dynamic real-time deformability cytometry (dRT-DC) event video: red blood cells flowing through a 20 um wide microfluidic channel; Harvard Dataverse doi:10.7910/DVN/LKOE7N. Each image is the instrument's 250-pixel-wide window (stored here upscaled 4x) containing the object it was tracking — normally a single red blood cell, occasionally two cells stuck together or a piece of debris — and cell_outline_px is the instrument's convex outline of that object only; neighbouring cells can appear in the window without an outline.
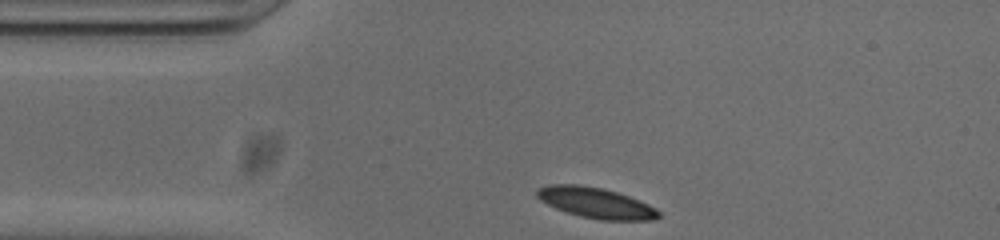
{"species": "common noctule bat (a hibernating species)", "species_latin": "Nyctalus noctula", "temperature_condition": "cold", "stored_images_in_passage": 32, "camera_frame_rate_fps": 3000, "um_per_image_px": 0.085, "animal": {"sex": "male", "body_mass_g": 20.0, "forearm_length_mm": 53.3}, "frame": {"image": 1, "passage_image": 1, "time_ms": 0.0, "image_size_px": [1000, 240], "cell_outline_px": [[660, 216], [652, 220], [600, 220], [580, 216], [556, 208], [540, 200], [536, 196], [536, 188], [548, 184], [580, 184], [600, 188], [616, 192], [628, 196], [648, 204], [656, 208], [660, 212]], "centroid_in_image_um": [50.62, 17.23], "position_along_channel_um": 34.4, "area_um2": 21.62}}
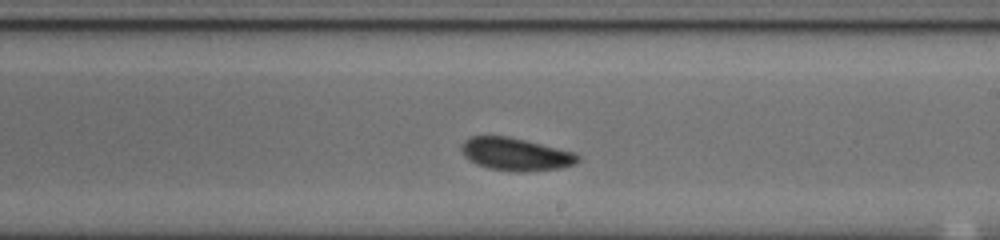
{"frame": {"image": 2, "passage_image": 20, "time_ms": 6.333, "image_size_px": [1000, 240], "cell_outline_px": [[580, 160], [576, 164], [560, 168], [520, 172], [516, 172], [488, 168], [476, 164], [464, 156], [460, 152], [460, 144], [464, 140], [472, 136], [508, 136], [576, 152], [580, 156]], "centroid_in_image_um": [43.83, 13.1], "position_along_channel_um": 245.2, "area_um2": 22.43}}
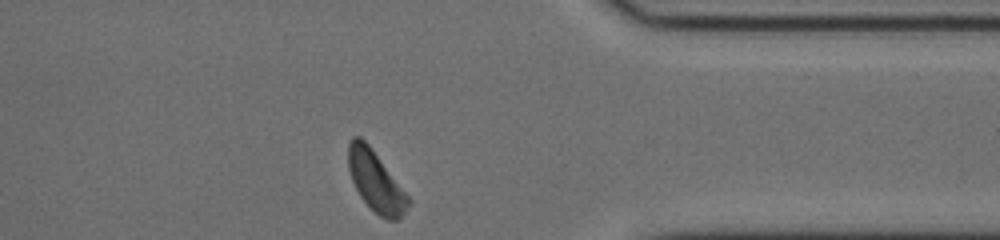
{"frame": {"image": 3, "passage_image": 32, "time_ms": 10.333, "image_size_px": [1000, 240], "cell_outline_px": [[412, 204], [396, 220], [388, 220], [380, 216], [360, 196], [352, 180], [348, 168], [348, 144], [352, 136], [360, 136], [368, 144], [412, 200]], "centroid_in_image_um": [31.94, 15.4], "position_along_channel_um": 379.5, "area_um2": 20.81}, "authors_computed_cell_mechanics": {"area_um2": 22.2241, "velocity_mm_per_s": 3.7684, "shape_relaxation_time_tau1_ms": 6.8881, "shape_relaxation_time_tau2_ms": 9.8703, "deformation_change_tau1": 0.1659, "deformation_change_tau2": 0.1687}}